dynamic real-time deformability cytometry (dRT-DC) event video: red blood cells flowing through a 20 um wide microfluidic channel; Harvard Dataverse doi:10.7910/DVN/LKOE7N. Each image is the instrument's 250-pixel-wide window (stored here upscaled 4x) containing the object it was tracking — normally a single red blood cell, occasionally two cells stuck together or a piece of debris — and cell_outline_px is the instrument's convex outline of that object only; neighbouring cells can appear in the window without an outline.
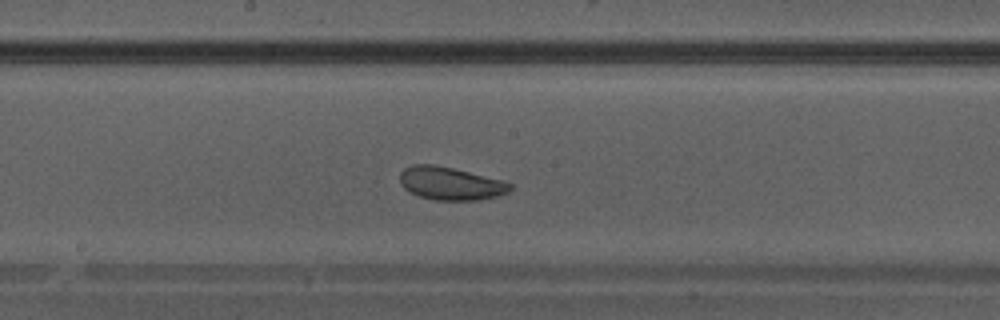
{"species": "Egyptian fruit bat (a non-hibernating species)", "species_latin": "Rousettus aegyptiacus", "temperature_condition": "warm", "stored_images_in_passage": 34, "segment_of_instrument_passage": [1, 2], "camera_frame_rate_fps": 3000, "um_per_image_px": 0.085, "animal": {"sex": "male"}, "frame": {"image": 1, "passage_image": 15, "time_ms": 4.667, "image_size_px": [1000, 320], "cell_outline_px": [[512, 188], [508, 192], [496, 196], [476, 200], [436, 200], [420, 196], [404, 188], [400, 184], [400, 172], [404, 168], [412, 164], [436, 164], [504, 180], [512, 184]], "centroid_in_image_um": [38.29, 15.58], "position_along_channel_um": 209.9, "area_um2": 21.21}}